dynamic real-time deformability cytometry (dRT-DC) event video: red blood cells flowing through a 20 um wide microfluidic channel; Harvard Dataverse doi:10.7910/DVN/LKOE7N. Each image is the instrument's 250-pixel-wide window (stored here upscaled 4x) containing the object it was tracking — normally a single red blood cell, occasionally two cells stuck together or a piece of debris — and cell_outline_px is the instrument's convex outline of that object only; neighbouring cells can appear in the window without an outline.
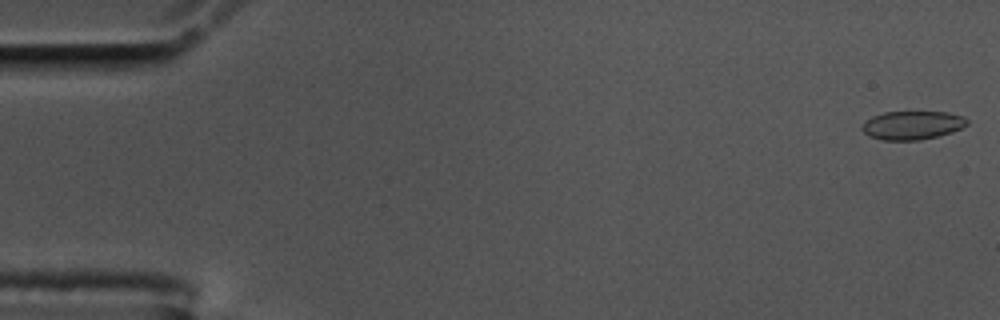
{"species": "common noctule bat (a hibernating species)", "species_latin": "Nyctalus noctula", "temperature_condition": "cold", "stored_images_in_passage": 57, "camera_frame_rate_fps": 3000, "um_per_image_px": 0.085, "animal": {"sex": "male", "body_mass_g": 17.5, "forearm_length_mm": 52.3}, "frame": {"image": 1, "passage_image": 1, "time_ms": 0.0, "image_size_px": [1000, 320], "cell_outline_px": [[968, 124], [952, 132], [940, 136], [920, 140], [880, 140], [864, 132], [860, 128], [864, 120], [872, 116], [884, 112], [948, 112], [964, 116], [968, 120]], "centroid_in_image_um": [77.54, 10.64], "position_along_channel_um": 7.5, "area_um2": 17.63}}
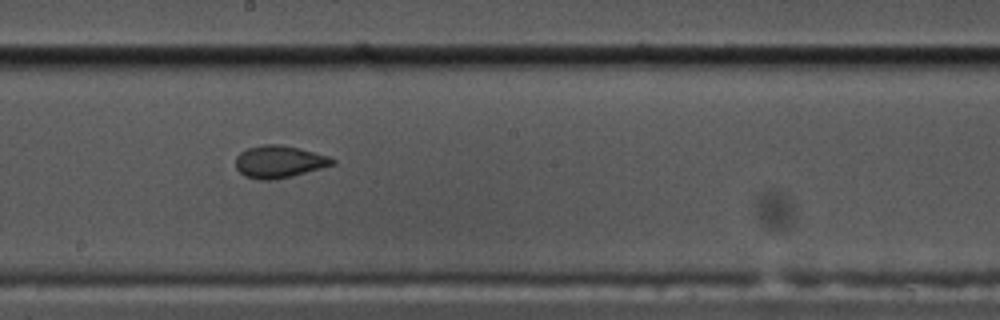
{"frame": {"image": 2, "passage_image": 31, "time_ms": 10.0, "image_size_px": [1000, 320], "cell_outline_px": [[336, 164], [292, 176], [276, 180], [260, 180], [244, 176], [236, 168], [236, 156], [240, 152], [248, 148], [264, 144], [280, 144], [300, 148], [328, 156], [336, 160]], "centroid_in_image_um": [23.73, 13.75], "position_along_channel_um": 224.5, "area_um2": 18.32}}
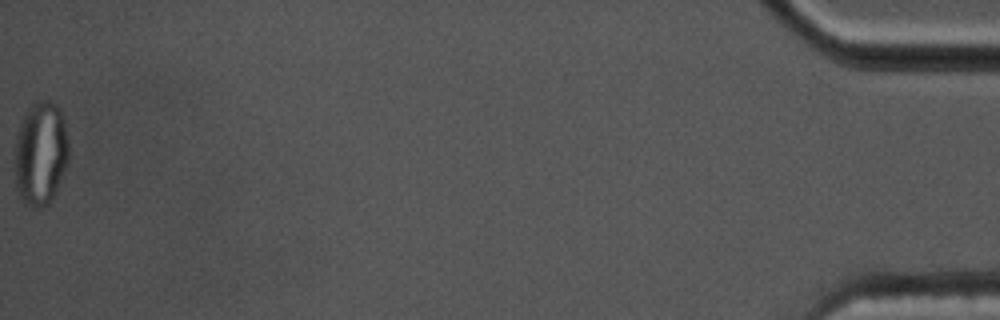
{"frame": {"image": 3, "passage_image": 57, "time_ms": 18.667, "image_size_px": [1000, 320], "cell_outline_px": [[68, 164], [56, 192], [44, 204], [32, 208], [24, 204], [20, 200], [16, 188], [16, 136], [20, 124], [28, 108], [36, 100], [52, 100], [60, 108], [64, 116], [68, 140]], "centroid_in_image_um": [3.48, 13.0], "position_along_channel_um": 431.7, "area_um2": 32.83}}